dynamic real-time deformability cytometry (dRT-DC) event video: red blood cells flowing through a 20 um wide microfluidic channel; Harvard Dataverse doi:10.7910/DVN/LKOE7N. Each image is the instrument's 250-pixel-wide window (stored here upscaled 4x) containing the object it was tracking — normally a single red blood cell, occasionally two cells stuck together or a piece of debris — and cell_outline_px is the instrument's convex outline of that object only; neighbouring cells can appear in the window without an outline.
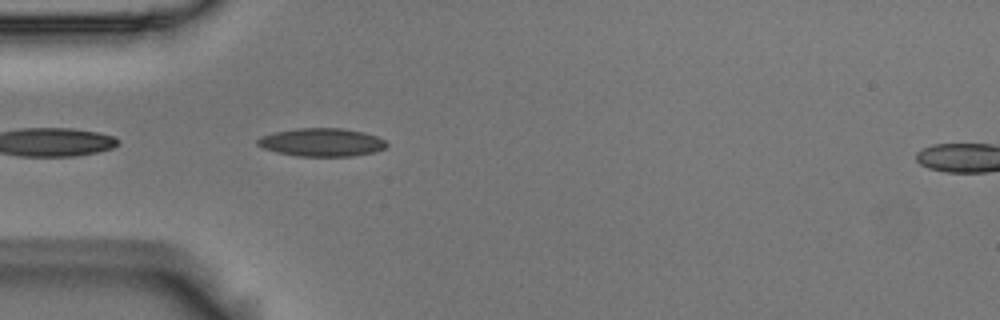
{"species": "Egyptian fruit bat (a non-hibernating species)", "species_latin": "Rousettus aegyptiacus", "temperature_condition": "room temperature", "stored_images_in_passage": 9, "camera_frame_rate_fps": 3000, "um_per_image_px": 0.085, "animal": {"sex": "male"}, "frame": {"image": 1, "passage_image": 2, "time_ms": 0.333, "image_size_px": [1000, 320], "cell_outline_px": [[388, 144], [384, 148], [372, 152], [352, 156], [296, 156], [276, 152], [264, 148], [256, 144], [256, 140], [260, 136], [276, 132], [296, 128], [340, 128], [364, 132], [376, 136], [384, 140]], "centroid_in_image_um": [27.31, 12.09], "position_along_channel_um": 57.7, "area_um2": 21.1}}
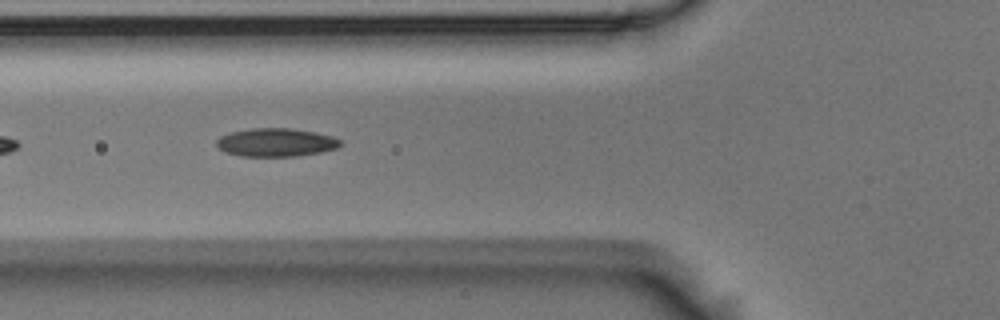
{"frame": {"image": 2, "passage_image": 6, "time_ms": 1.667, "image_size_px": [1000, 320], "cell_outline_px": [[344, 144], [336, 148], [320, 152], [296, 156], [244, 156], [224, 152], [216, 144], [216, 140], [220, 136], [232, 132], [248, 128], [292, 128], [316, 132], [332, 136], [340, 140]], "centroid_in_image_um": [23.47, 12.09], "position_along_channel_um": 102.3, "area_um2": 20.46}}
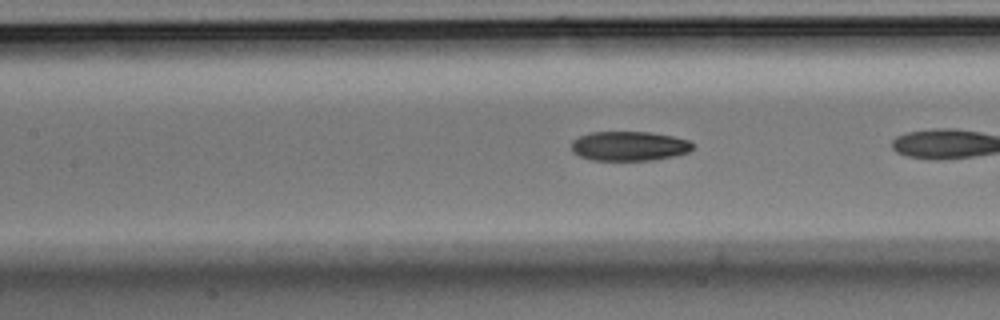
{"frame": {"image": 3, "passage_image": 8, "time_ms": 2.333, "image_size_px": [1000, 320], "cell_outline_px": [[692, 148], [688, 152], [672, 156], [652, 160], [592, 160], [580, 156], [572, 152], [572, 140], [588, 132], [652, 132], [672, 136], [688, 140], [692, 144]], "centroid_in_image_um": [53.44, 12.41], "position_along_channel_um": 154.0, "area_um2": 20.75}}